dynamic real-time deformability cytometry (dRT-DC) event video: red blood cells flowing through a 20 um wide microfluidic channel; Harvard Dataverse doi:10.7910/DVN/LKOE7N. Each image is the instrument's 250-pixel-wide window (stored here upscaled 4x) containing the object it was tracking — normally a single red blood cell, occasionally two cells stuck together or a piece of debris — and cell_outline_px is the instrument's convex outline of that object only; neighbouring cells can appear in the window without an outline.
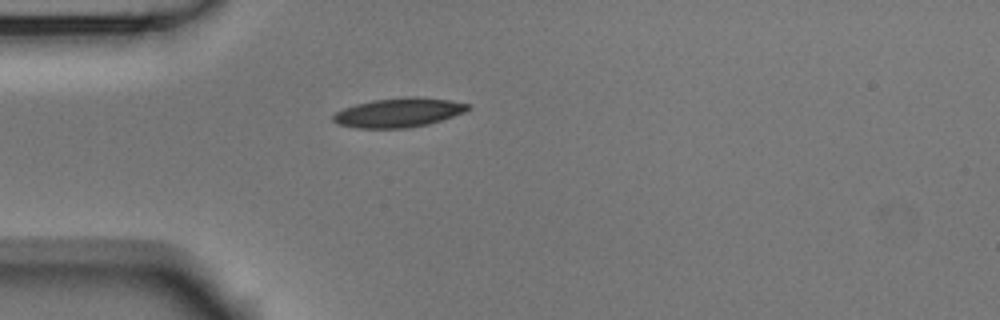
{"species": "Egyptian fruit bat (a non-hibernating species)", "species_latin": "Rousettus aegyptiacus", "temperature_condition": "room temperature", "stored_images_in_passage": 1, "camera_frame_rate_fps": 3000, "um_per_image_px": 0.085, "animal": {"sex": "male"}, "frame": {"image": 1, "passage_image": 1, "time_ms": 0.0, "image_size_px": [1000, 320], "cell_outline_px": [[472, 108], [464, 112], [428, 124], [408, 128], [356, 128], [336, 124], [332, 120], [332, 116], [336, 112], [344, 108], [356, 104], [372, 100], [404, 96], [416, 96], [448, 100], [468, 104]], "centroid_in_image_um": [33.85, 9.56], "position_along_channel_um": 51.2, "area_um2": 23.0}}